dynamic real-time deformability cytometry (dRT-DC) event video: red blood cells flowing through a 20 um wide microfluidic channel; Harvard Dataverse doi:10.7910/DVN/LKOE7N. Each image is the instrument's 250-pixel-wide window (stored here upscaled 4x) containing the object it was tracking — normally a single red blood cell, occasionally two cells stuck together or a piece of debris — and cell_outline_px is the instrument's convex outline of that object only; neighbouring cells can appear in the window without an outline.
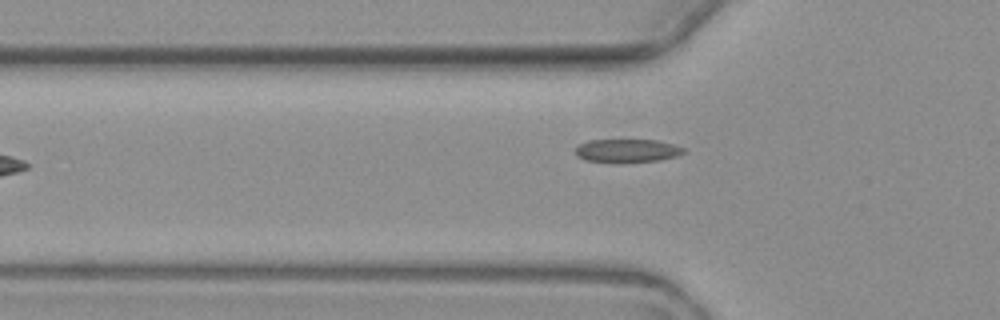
{"species": "common noctule bat (a hibernating species)", "species_latin": "Nyctalus noctula", "temperature_condition": "warm", "stored_images_in_passage": 3, "camera_frame_rate_fps": 3000, "um_per_image_px": 0.085, "animal": {"sex": "female", "body_mass_g": 19.3, "forearm_length_mm": 54.1}, "frame": {"image": 1, "passage_image": 3, "time_ms": 2.333, "image_size_px": [1000, 320], "cell_outline_px": [[684, 152], [676, 156], [660, 160], [620, 164], [584, 160], [576, 156], [576, 148], [580, 144], [588, 140], [656, 140], [672, 144], [684, 148]], "centroid_in_image_um": [53.27, 12.83], "position_along_channel_um": 72.5, "area_um2": 14.97}}